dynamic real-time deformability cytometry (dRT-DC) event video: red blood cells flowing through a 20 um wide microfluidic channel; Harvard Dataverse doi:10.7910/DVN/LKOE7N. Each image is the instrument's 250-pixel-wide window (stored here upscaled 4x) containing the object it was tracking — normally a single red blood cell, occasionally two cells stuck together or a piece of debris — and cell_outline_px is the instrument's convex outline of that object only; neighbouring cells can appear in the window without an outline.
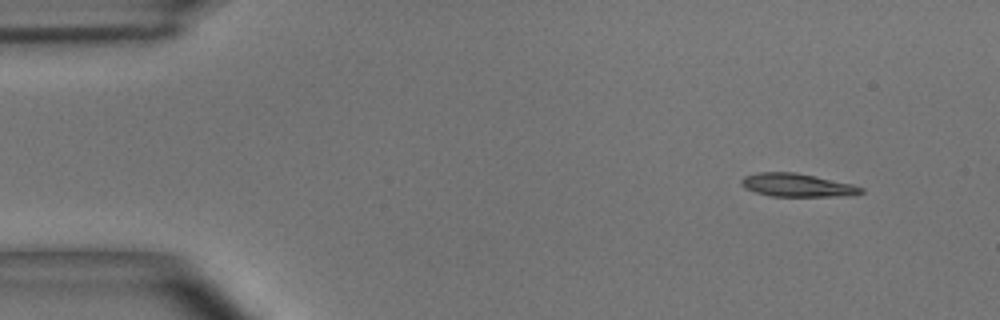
{"species": "common noctule bat (a hibernating species)", "species_latin": "Nyctalus noctula", "temperature_condition": "room temperature", "stored_images_in_passage": 50, "camera_frame_rate_fps": 3000, "um_per_image_px": 0.085, "animal": {"sex": "male", "body_mass_g": 15.6}, "frame": {"image": 1, "passage_image": 1, "time_ms": 0.0, "image_size_px": [1000, 320], "cell_outline_px": [[864, 192], [848, 196], [772, 196], [756, 192], [744, 188], [740, 184], [740, 180], [744, 176], [760, 172], [796, 172], [852, 184], [864, 188]], "centroid_in_image_um": [67.75, 15.73], "position_along_channel_um": 17.3, "area_um2": 16.18}}
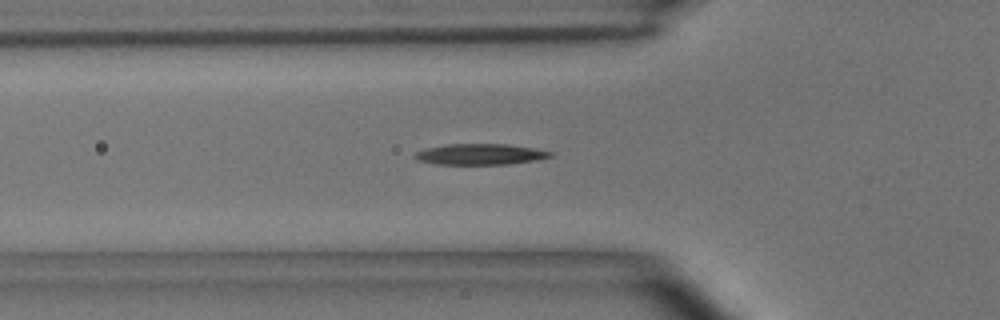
{"frame": {"image": 2, "passage_image": 14, "time_ms": 4.333, "image_size_px": [1000, 320], "cell_outline_px": [[552, 156], [536, 160], [508, 164], [436, 164], [416, 160], [412, 156], [416, 152], [428, 148], [444, 144], [508, 144], [532, 148], [552, 152]], "centroid_in_image_um": [40.77, 13.11], "position_along_channel_um": 85.0, "area_um2": 16.42}}
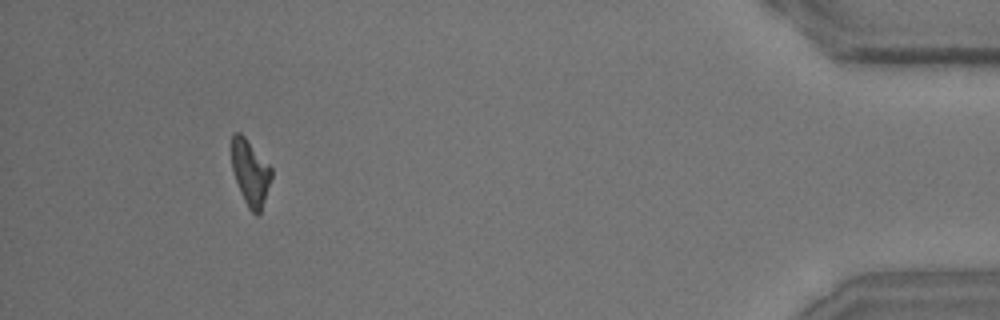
{"frame": {"image": 3, "passage_image": 46, "time_ms": 15.0, "image_size_px": [1000, 320], "cell_outline_px": [[272, 176], [260, 212], [256, 216], [248, 208], [240, 192], [232, 168], [232, 132], [240, 132], [244, 136], [272, 168]], "centroid_in_image_um": [21.27, 14.66], "position_along_channel_um": 413.9, "area_um2": 14.97}, "authors_computed_cell_mechanics": {"area_um2": 16.0684, "velocity_mm_per_s": 3.6816, "shape_relaxation_time_tau1_ms": 5.9083, "shape_relaxation_time_tau2_ms": 9.2004, "deformation_change_tau1": 0.1809, "deformation_change_tau2": 0.2321}}